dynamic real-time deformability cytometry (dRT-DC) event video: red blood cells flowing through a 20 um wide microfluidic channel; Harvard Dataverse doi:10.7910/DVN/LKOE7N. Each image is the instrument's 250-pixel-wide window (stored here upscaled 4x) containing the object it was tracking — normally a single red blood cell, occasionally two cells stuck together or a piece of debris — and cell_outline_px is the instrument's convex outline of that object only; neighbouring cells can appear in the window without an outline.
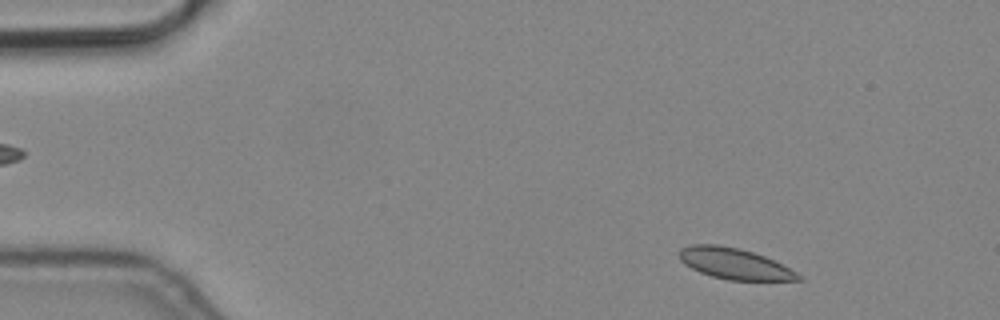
{"species": "common noctule bat (a hibernating species)", "species_latin": "Nyctalus noctula", "temperature_condition": "cold", "stored_images_in_passage": 3, "camera_frame_rate_fps": 3000, "um_per_image_px": 0.085, "animal": {"sex": "male", "body_mass_g": 19.2, "forearm_length_mm": 51.8}, "frame": {"image": 1, "passage_image": 3, "time_ms": 0.667, "image_size_px": [1000, 320], "cell_outline_px": [[804, 280], [728, 280], [712, 276], [700, 272], [684, 264], [680, 260], [680, 248], [692, 244], [720, 244], [740, 248], [764, 256], [796, 272]], "centroid_in_image_um": [62.39, 22.4], "position_along_channel_um": 22.6, "area_um2": 21.27}}